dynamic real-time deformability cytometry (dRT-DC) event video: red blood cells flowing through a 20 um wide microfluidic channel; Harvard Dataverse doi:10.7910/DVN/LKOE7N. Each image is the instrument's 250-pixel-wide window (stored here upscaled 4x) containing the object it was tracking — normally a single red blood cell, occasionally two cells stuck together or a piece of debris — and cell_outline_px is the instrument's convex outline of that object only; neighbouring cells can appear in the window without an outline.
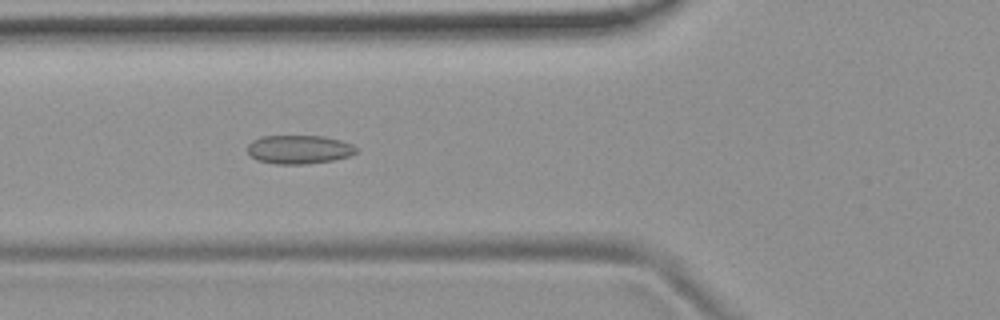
{"species": "common noctule bat (a hibernating species)", "species_latin": "Nyctalus noctula", "temperature_condition": "room temperature", "stored_images_in_passage": 48, "camera_frame_rate_fps": 3000, "um_per_image_px": 0.085, "animal": {"sex": "female", "body_mass_g": 19.9}, "frame": {"image": 1, "passage_image": 13, "time_ms": 4.0, "image_size_px": [1000, 320], "cell_outline_px": [[356, 152], [348, 156], [332, 160], [304, 164], [276, 164], [256, 160], [248, 152], [248, 144], [252, 140], [260, 136], [324, 136], [340, 140], [352, 144], [356, 148]], "centroid_in_image_um": [25.38, 12.7], "position_along_channel_um": 100.4, "area_um2": 18.09}}
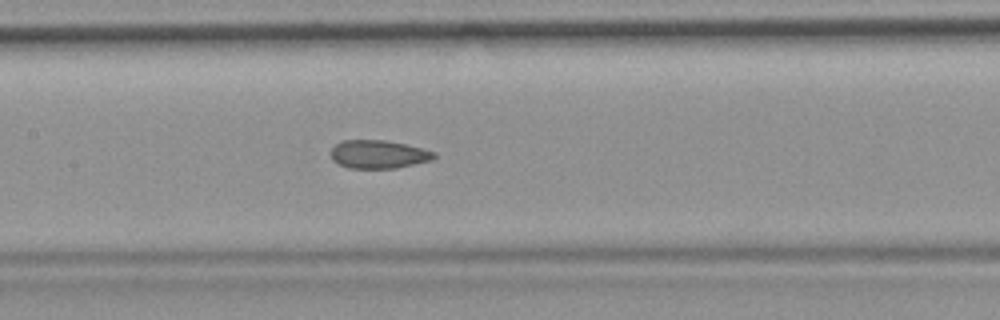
{"frame": {"image": 2, "passage_image": 19, "time_ms": 6.0, "image_size_px": [1000, 320], "cell_outline_px": [[436, 156], [432, 160], [396, 168], [348, 168], [332, 160], [332, 148], [336, 144], [344, 140], [384, 140], [404, 144], [436, 152]], "centroid_in_image_um": [32.18, 13.12], "position_along_channel_um": 175.2, "area_um2": 16.82}}
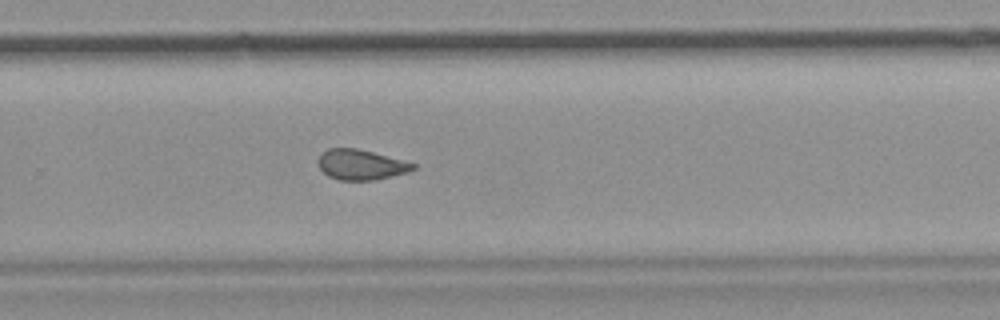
{"frame": {"image": 3, "passage_image": 29, "time_ms": 9.333, "image_size_px": [1000, 320], "cell_outline_px": [[416, 168], [408, 172], [376, 180], [340, 180], [328, 176], [316, 164], [316, 160], [328, 148], [356, 148], [372, 152], [416, 164]], "centroid_in_image_um": [30.65, 14.0], "position_along_channel_um": 299.1, "area_um2": 16.65}, "authors_computed_cell_mechanics": {"area_um2": 17.918, "velocity_mm_per_s": 3.7385, "shape_relaxation_time_tau1_ms": null, "shape_relaxation_time_tau2_ms": 1.8064, "deformation_change_tau1": null, "deformation_change_tau2": 0.085}}